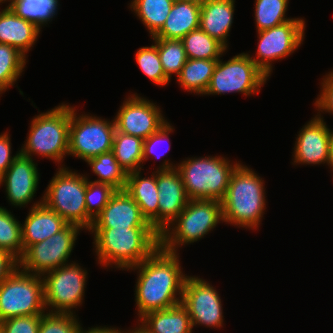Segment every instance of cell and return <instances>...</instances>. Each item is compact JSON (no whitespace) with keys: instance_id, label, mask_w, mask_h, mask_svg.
Masks as SVG:
<instances>
[{"instance_id":"obj_22","label":"cell","mask_w":333,"mask_h":333,"mask_svg":"<svg viewBox=\"0 0 333 333\" xmlns=\"http://www.w3.org/2000/svg\"><path fill=\"white\" fill-rule=\"evenodd\" d=\"M141 170L127 176L125 191L140 207L142 216L158 232L157 170L150 177H142Z\"/></svg>"},{"instance_id":"obj_11","label":"cell","mask_w":333,"mask_h":333,"mask_svg":"<svg viewBox=\"0 0 333 333\" xmlns=\"http://www.w3.org/2000/svg\"><path fill=\"white\" fill-rule=\"evenodd\" d=\"M115 123L89 114L78 115L72 107L69 125L68 156L77 157L85 162L100 154L112 151Z\"/></svg>"},{"instance_id":"obj_19","label":"cell","mask_w":333,"mask_h":333,"mask_svg":"<svg viewBox=\"0 0 333 333\" xmlns=\"http://www.w3.org/2000/svg\"><path fill=\"white\" fill-rule=\"evenodd\" d=\"M91 228H153L140 207L124 190H116L107 205L94 218Z\"/></svg>"},{"instance_id":"obj_4","label":"cell","mask_w":333,"mask_h":333,"mask_svg":"<svg viewBox=\"0 0 333 333\" xmlns=\"http://www.w3.org/2000/svg\"><path fill=\"white\" fill-rule=\"evenodd\" d=\"M71 113L72 106L62 103L36 115L20 153L32 159L37 154L55 163H63V158L68 155Z\"/></svg>"},{"instance_id":"obj_30","label":"cell","mask_w":333,"mask_h":333,"mask_svg":"<svg viewBox=\"0 0 333 333\" xmlns=\"http://www.w3.org/2000/svg\"><path fill=\"white\" fill-rule=\"evenodd\" d=\"M188 59H219L227 48L200 28L189 32L182 39Z\"/></svg>"},{"instance_id":"obj_9","label":"cell","mask_w":333,"mask_h":333,"mask_svg":"<svg viewBox=\"0 0 333 333\" xmlns=\"http://www.w3.org/2000/svg\"><path fill=\"white\" fill-rule=\"evenodd\" d=\"M250 56L249 53L243 52L228 61L219 58L204 95L241 92L247 97L259 93L269 77Z\"/></svg>"},{"instance_id":"obj_29","label":"cell","mask_w":333,"mask_h":333,"mask_svg":"<svg viewBox=\"0 0 333 333\" xmlns=\"http://www.w3.org/2000/svg\"><path fill=\"white\" fill-rule=\"evenodd\" d=\"M87 164L98 179L95 183L108 184L116 190H124L128 174L119 165L112 151L90 158Z\"/></svg>"},{"instance_id":"obj_3","label":"cell","mask_w":333,"mask_h":333,"mask_svg":"<svg viewBox=\"0 0 333 333\" xmlns=\"http://www.w3.org/2000/svg\"><path fill=\"white\" fill-rule=\"evenodd\" d=\"M264 180L242 163L233 172L221 201L223 223L256 230L266 209Z\"/></svg>"},{"instance_id":"obj_20","label":"cell","mask_w":333,"mask_h":333,"mask_svg":"<svg viewBox=\"0 0 333 333\" xmlns=\"http://www.w3.org/2000/svg\"><path fill=\"white\" fill-rule=\"evenodd\" d=\"M42 202L43 198L31 205L24 224H21L23 253L30 245L46 240L68 224L61 216L47 208Z\"/></svg>"},{"instance_id":"obj_24","label":"cell","mask_w":333,"mask_h":333,"mask_svg":"<svg viewBox=\"0 0 333 333\" xmlns=\"http://www.w3.org/2000/svg\"><path fill=\"white\" fill-rule=\"evenodd\" d=\"M200 11V4L174 1L164 25L151 38L181 40L199 28Z\"/></svg>"},{"instance_id":"obj_33","label":"cell","mask_w":333,"mask_h":333,"mask_svg":"<svg viewBox=\"0 0 333 333\" xmlns=\"http://www.w3.org/2000/svg\"><path fill=\"white\" fill-rule=\"evenodd\" d=\"M27 58L10 45L0 43V95L11 88L24 71Z\"/></svg>"},{"instance_id":"obj_12","label":"cell","mask_w":333,"mask_h":333,"mask_svg":"<svg viewBox=\"0 0 333 333\" xmlns=\"http://www.w3.org/2000/svg\"><path fill=\"white\" fill-rule=\"evenodd\" d=\"M80 230H83L80 226L67 224L46 240L30 245L19 260V268L24 272L42 276L68 264Z\"/></svg>"},{"instance_id":"obj_26","label":"cell","mask_w":333,"mask_h":333,"mask_svg":"<svg viewBox=\"0 0 333 333\" xmlns=\"http://www.w3.org/2000/svg\"><path fill=\"white\" fill-rule=\"evenodd\" d=\"M218 59H188L177 82L183 90L204 95Z\"/></svg>"},{"instance_id":"obj_39","label":"cell","mask_w":333,"mask_h":333,"mask_svg":"<svg viewBox=\"0 0 333 333\" xmlns=\"http://www.w3.org/2000/svg\"><path fill=\"white\" fill-rule=\"evenodd\" d=\"M174 130V127L169 123L166 122L157 132L151 134L148 138H146L143 142V163L147 161L151 155L155 158L163 157L164 154L171 148V142L169 139V134H171ZM167 143V149L164 151L159 152L158 148L159 145L162 143ZM170 143V144H169ZM163 147V146H162ZM159 153V154H158Z\"/></svg>"},{"instance_id":"obj_7","label":"cell","mask_w":333,"mask_h":333,"mask_svg":"<svg viewBox=\"0 0 333 333\" xmlns=\"http://www.w3.org/2000/svg\"><path fill=\"white\" fill-rule=\"evenodd\" d=\"M88 178L61 165L42 195V203L47 208L56 212L68 224L80 226L86 231L93 223L85 204Z\"/></svg>"},{"instance_id":"obj_38","label":"cell","mask_w":333,"mask_h":333,"mask_svg":"<svg viewBox=\"0 0 333 333\" xmlns=\"http://www.w3.org/2000/svg\"><path fill=\"white\" fill-rule=\"evenodd\" d=\"M115 192L116 189L108 184L95 183L88 179L85 193L87 214L94 220Z\"/></svg>"},{"instance_id":"obj_44","label":"cell","mask_w":333,"mask_h":333,"mask_svg":"<svg viewBox=\"0 0 333 333\" xmlns=\"http://www.w3.org/2000/svg\"><path fill=\"white\" fill-rule=\"evenodd\" d=\"M78 333H124V330L121 331L120 328H115V327H105V326H95L92 328H89L88 330L81 328V330Z\"/></svg>"},{"instance_id":"obj_31","label":"cell","mask_w":333,"mask_h":333,"mask_svg":"<svg viewBox=\"0 0 333 333\" xmlns=\"http://www.w3.org/2000/svg\"><path fill=\"white\" fill-rule=\"evenodd\" d=\"M9 7L13 12L42 29L57 15L58 0H15Z\"/></svg>"},{"instance_id":"obj_37","label":"cell","mask_w":333,"mask_h":333,"mask_svg":"<svg viewBox=\"0 0 333 333\" xmlns=\"http://www.w3.org/2000/svg\"><path fill=\"white\" fill-rule=\"evenodd\" d=\"M77 315L69 313H49L41 315L38 333H78L82 324Z\"/></svg>"},{"instance_id":"obj_13","label":"cell","mask_w":333,"mask_h":333,"mask_svg":"<svg viewBox=\"0 0 333 333\" xmlns=\"http://www.w3.org/2000/svg\"><path fill=\"white\" fill-rule=\"evenodd\" d=\"M305 20L294 18L270 29L258 33V47L251 60L266 74L271 76L275 60L290 56L303 44L305 36Z\"/></svg>"},{"instance_id":"obj_49","label":"cell","mask_w":333,"mask_h":333,"mask_svg":"<svg viewBox=\"0 0 333 333\" xmlns=\"http://www.w3.org/2000/svg\"><path fill=\"white\" fill-rule=\"evenodd\" d=\"M5 1L7 2L8 1V5L6 6H9L11 5L15 0H0V5H2L1 3H5ZM10 2V3H9Z\"/></svg>"},{"instance_id":"obj_2","label":"cell","mask_w":333,"mask_h":333,"mask_svg":"<svg viewBox=\"0 0 333 333\" xmlns=\"http://www.w3.org/2000/svg\"><path fill=\"white\" fill-rule=\"evenodd\" d=\"M97 261L104 267L126 270L140 264L160 246L154 228H90Z\"/></svg>"},{"instance_id":"obj_43","label":"cell","mask_w":333,"mask_h":333,"mask_svg":"<svg viewBox=\"0 0 333 333\" xmlns=\"http://www.w3.org/2000/svg\"><path fill=\"white\" fill-rule=\"evenodd\" d=\"M19 261L11 254L0 250V284L6 280L17 268Z\"/></svg>"},{"instance_id":"obj_47","label":"cell","mask_w":333,"mask_h":333,"mask_svg":"<svg viewBox=\"0 0 333 333\" xmlns=\"http://www.w3.org/2000/svg\"><path fill=\"white\" fill-rule=\"evenodd\" d=\"M174 1L189 2L202 5L206 0H174Z\"/></svg>"},{"instance_id":"obj_5","label":"cell","mask_w":333,"mask_h":333,"mask_svg":"<svg viewBox=\"0 0 333 333\" xmlns=\"http://www.w3.org/2000/svg\"><path fill=\"white\" fill-rule=\"evenodd\" d=\"M223 156L191 157L177 165L189 199L222 201L231 176L241 164Z\"/></svg>"},{"instance_id":"obj_35","label":"cell","mask_w":333,"mask_h":333,"mask_svg":"<svg viewBox=\"0 0 333 333\" xmlns=\"http://www.w3.org/2000/svg\"><path fill=\"white\" fill-rule=\"evenodd\" d=\"M288 3L289 0H255L254 18L257 32L294 19L286 16Z\"/></svg>"},{"instance_id":"obj_45","label":"cell","mask_w":333,"mask_h":333,"mask_svg":"<svg viewBox=\"0 0 333 333\" xmlns=\"http://www.w3.org/2000/svg\"><path fill=\"white\" fill-rule=\"evenodd\" d=\"M327 165L330 166V168L332 169L331 171L333 172V133L330 140L329 159Z\"/></svg>"},{"instance_id":"obj_42","label":"cell","mask_w":333,"mask_h":333,"mask_svg":"<svg viewBox=\"0 0 333 333\" xmlns=\"http://www.w3.org/2000/svg\"><path fill=\"white\" fill-rule=\"evenodd\" d=\"M10 135L6 131L3 134L1 133L0 135V168L5 172L10 165L13 163L14 159L16 156L20 153L18 151L13 157L11 156L12 154V149H11V141H10Z\"/></svg>"},{"instance_id":"obj_18","label":"cell","mask_w":333,"mask_h":333,"mask_svg":"<svg viewBox=\"0 0 333 333\" xmlns=\"http://www.w3.org/2000/svg\"><path fill=\"white\" fill-rule=\"evenodd\" d=\"M37 163L19 153L10 167L4 172L2 184L6 198L15 207H25L33 201L39 185Z\"/></svg>"},{"instance_id":"obj_17","label":"cell","mask_w":333,"mask_h":333,"mask_svg":"<svg viewBox=\"0 0 333 333\" xmlns=\"http://www.w3.org/2000/svg\"><path fill=\"white\" fill-rule=\"evenodd\" d=\"M330 130L321 115H316L299 131L293 148V165L327 164L329 159Z\"/></svg>"},{"instance_id":"obj_10","label":"cell","mask_w":333,"mask_h":333,"mask_svg":"<svg viewBox=\"0 0 333 333\" xmlns=\"http://www.w3.org/2000/svg\"><path fill=\"white\" fill-rule=\"evenodd\" d=\"M87 275V270L75 261L43 274L47 311L75 314L73 309L81 306L84 300Z\"/></svg>"},{"instance_id":"obj_25","label":"cell","mask_w":333,"mask_h":333,"mask_svg":"<svg viewBox=\"0 0 333 333\" xmlns=\"http://www.w3.org/2000/svg\"><path fill=\"white\" fill-rule=\"evenodd\" d=\"M138 322L147 333L193 332L188 311L181 303L171 308L147 313L138 319Z\"/></svg>"},{"instance_id":"obj_21","label":"cell","mask_w":333,"mask_h":333,"mask_svg":"<svg viewBox=\"0 0 333 333\" xmlns=\"http://www.w3.org/2000/svg\"><path fill=\"white\" fill-rule=\"evenodd\" d=\"M41 29L33 22L17 16L6 6L0 11V43L17 49L26 58L28 51L37 42Z\"/></svg>"},{"instance_id":"obj_23","label":"cell","mask_w":333,"mask_h":333,"mask_svg":"<svg viewBox=\"0 0 333 333\" xmlns=\"http://www.w3.org/2000/svg\"><path fill=\"white\" fill-rule=\"evenodd\" d=\"M235 0H206L201 5L199 28L228 49Z\"/></svg>"},{"instance_id":"obj_27","label":"cell","mask_w":333,"mask_h":333,"mask_svg":"<svg viewBox=\"0 0 333 333\" xmlns=\"http://www.w3.org/2000/svg\"><path fill=\"white\" fill-rule=\"evenodd\" d=\"M143 142L144 140L140 137L128 135L116 130L112 152L119 165L127 174L142 170Z\"/></svg>"},{"instance_id":"obj_34","label":"cell","mask_w":333,"mask_h":333,"mask_svg":"<svg viewBox=\"0 0 333 333\" xmlns=\"http://www.w3.org/2000/svg\"><path fill=\"white\" fill-rule=\"evenodd\" d=\"M158 47L165 76L171 80L173 74L180 75L182 67L188 60L182 40L151 38Z\"/></svg>"},{"instance_id":"obj_41","label":"cell","mask_w":333,"mask_h":333,"mask_svg":"<svg viewBox=\"0 0 333 333\" xmlns=\"http://www.w3.org/2000/svg\"><path fill=\"white\" fill-rule=\"evenodd\" d=\"M325 75L321 82V92L317 98H315V108L317 109V115L321 113L333 114V70Z\"/></svg>"},{"instance_id":"obj_46","label":"cell","mask_w":333,"mask_h":333,"mask_svg":"<svg viewBox=\"0 0 333 333\" xmlns=\"http://www.w3.org/2000/svg\"><path fill=\"white\" fill-rule=\"evenodd\" d=\"M124 333H147L145 330H143L139 325H137L134 329L132 328V330H127L124 331Z\"/></svg>"},{"instance_id":"obj_16","label":"cell","mask_w":333,"mask_h":333,"mask_svg":"<svg viewBox=\"0 0 333 333\" xmlns=\"http://www.w3.org/2000/svg\"><path fill=\"white\" fill-rule=\"evenodd\" d=\"M158 233L161 234L184 210L189 202L177 165L169 159L157 168Z\"/></svg>"},{"instance_id":"obj_48","label":"cell","mask_w":333,"mask_h":333,"mask_svg":"<svg viewBox=\"0 0 333 333\" xmlns=\"http://www.w3.org/2000/svg\"><path fill=\"white\" fill-rule=\"evenodd\" d=\"M4 171L0 168V186L3 184Z\"/></svg>"},{"instance_id":"obj_15","label":"cell","mask_w":333,"mask_h":333,"mask_svg":"<svg viewBox=\"0 0 333 333\" xmlns=\"http://www.w3.org/2000/svg\"><path fill=\"white\" fill-rule=\"evenodd\" d=\"M155 104L136 93L131 94L115 115V129L145 140L168 122Z\"/></svg>"},{"instance_id":"obj_36","label":"cell","mask_w":333,"mask_h":333,"mask_svg":"<svg viewBox=\"0 0 333 333\" xmlns=\"http://www.w3.org/2000/svg\"><path fill=\"white\" fill-rule=\"evenodd\" d=\"M135 60L141 71L157 86L168 85L170 80L165 76L163 66L161 64L158 47L153 44L141 47L135 54Z\"/></svg>"},{"instance_id":"obj_1","label":"cell","mask_w":333,"mask_h":333,"mask_svg":"<svg viewBox=\"0 0 333 333\" xmlns=\"http://www.w3.org/2000/svg\"><path fill=\"white\" fill-rule=\"evenodd\" d=\"M159 246L148 258L128 270H137L135 302L140 319L147 313L181 303L185 279L178 256ZM178 296V297H177Z\"/></svg>"},{"instance_id":"obj_8","label":"cell","mask_w":333,"mask_h":333,"mask_svg":"<svg viewBox=\"0 0 333 333\" xmlns=\"http://www.w3.org/2000/svg\"><path fill=\"white\" fill-rule=\"evenodd\" d=\"M45 311L41 275L24 272L18 267L0 284V322L11 317L43 315Z\"/></svg>"},{"instance_id":"obj_40","label":"cell","mask_w":333,"mask_h":333,"mask_svg":"<svg viewBox=\"0 0 333 333\" xmlns=\"http://www.w3.org/2000/svg\"><path fill=\"white\" fill-rule=\"evenodd\" d=\"M41 315L18 316L0 322V333H38Z\"/></svg>"},{"instance_id":"obj_28","label":"cell","mask_w":333,"mask_h":333,"mask_svg":"<svg viewBox=\"0 0 333 333\" xmlns=\"http://www.w3.org/2000/svg\"><path fill=\"white\" fill-rule=\"evenodd\" d=\"M174 0H133L130 8L153 37L164 25Z\"/></svg>"},{"instance_id":"obj_32","label":"cell","mask_w":333,"mask_h":333,"mask_svg":"<svg viewBox=\"0 0 333 333\" xmlns=\"http://www.w3.org/2000/svg\"><path fill=\"white\" fill-rule=\"evenodd\" d=\"M0 250L11 254L18 261L23 255L21 222L2 206H0Z\"/></svg>"},{"instance_id":"obj_6","label":"cell","mask_w":333,"mask_h":333,"mask_svg":"<svg viewBox=\"0 0 333 333\" xmlns=\"http://www.w3.org/2000/svg\"><path fill=\"white\" fill-rule=\"evenodd\" d=\"M223 222L222 203L212 199H190L180 215L160 234V246L173 253L204 238Z\"/></svg>"},{"instance_id":"obj_14","label":"cell","mask_w":333,"mask_h":333,"mask_svg":"<svg viewBox=\"0 0 333 333\" xmlns=\"http://www.w3.org/2000/svg\"><path fill=\"white\" fill-rule=\"evenodd\" d=\"M181 304L187 309L192 328L196 325L221 328L224 315L221 297L209 282L196 276H187Z\"/></svg>"}]
</instances>
